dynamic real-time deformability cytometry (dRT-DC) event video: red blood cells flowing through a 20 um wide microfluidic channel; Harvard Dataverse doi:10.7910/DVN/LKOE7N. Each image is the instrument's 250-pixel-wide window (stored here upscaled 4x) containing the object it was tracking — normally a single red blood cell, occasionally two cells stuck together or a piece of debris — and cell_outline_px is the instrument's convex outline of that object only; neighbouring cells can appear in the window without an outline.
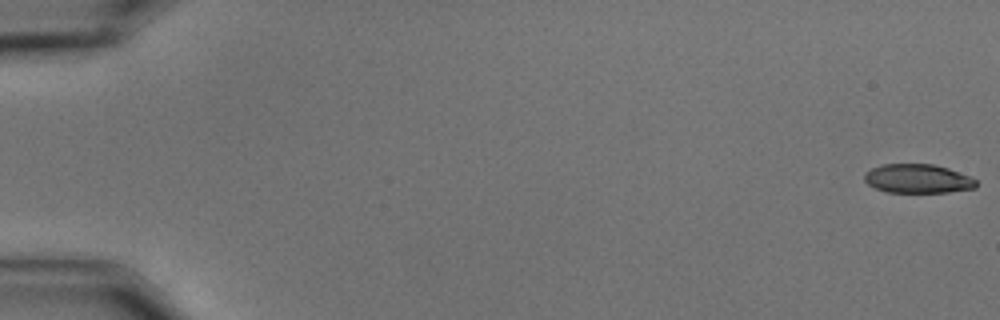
{"species": "common noctule bat (a hibernating species)", "species_latin": "Nyctalus noctula", "temperature_condition": "cold", "stored_images_in_passage": 58, "camera_frame_rate_fps": 3000, "um_per_image_px": 0.085, "animal": {"sex": "male", "body_mass_g": 15.6}, "frame": {"image": 1, "passage_image": 1, "time_ms": 0.0, "image_size_px": [1000, 320], "cell_outline_px": [[976, 188], [948, 192], [888, 192], [876, 188], [868, 184], [864, 180], [864, 172], [872, 168], [884, 164], [932, 164], [948, 168], [968, 176], [976, 180]], "centroid_in_image_um": [77.99, 15.18], "position_along_channel_um": 7.0, "area_um2": 18.73}}
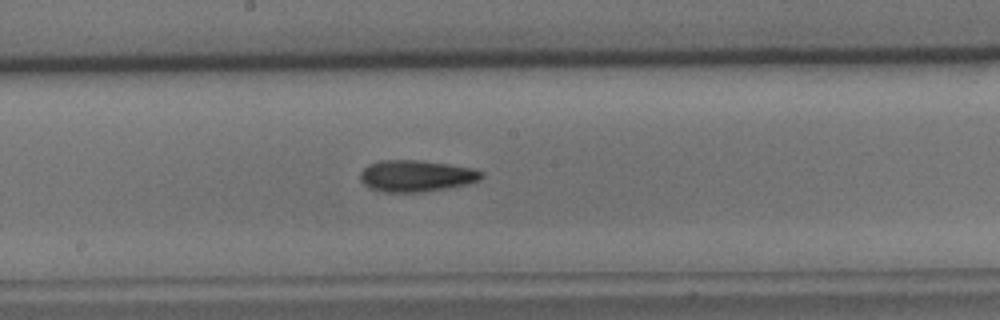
{"frame": {"image": 2, "passage_image": 32, "time_ms": 10.333, "image_size_px": [1000, 320], "cell_outline_px": [[484, 176], [480, 180], [468, 184], [448, 188], [424, 192], [380, 192], [368, 188], [360, 180], [360, 172], [368, 164], [380, 160], [420, 160], [448, 164], [472, 168], [484, 172]], "centroid_in_image_um": [35.37, 14.96], "position_along_channel_um": 212.8, "area_um2": 22.6}}
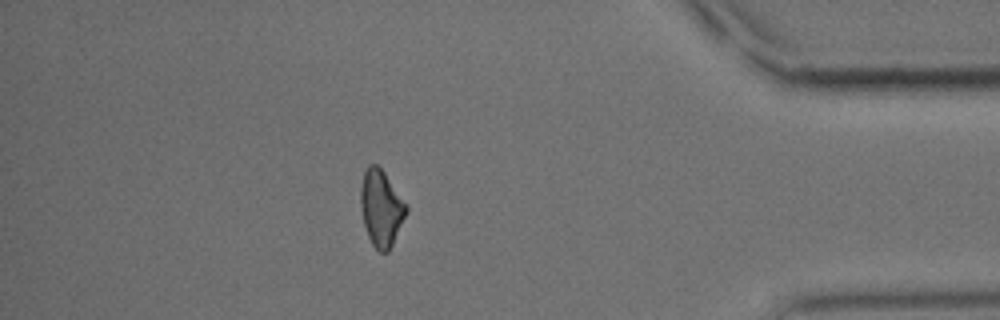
{"frame": {"image": 3, "passage_image": 51, "time_ms": 16.667, "image_size_px": [1000, 320], "cell_outline_px": [[408, 212], [388, 252], [380, 252], [372, 244], [368, 236], [364, 224], [360, 208], [360, 188], [364, 172], [368, 164], [376, 164], [384, 172], [408, 204]], "centroid_in_image_um": [32.41, 17.67], "position_along_channel_um": 402.8, "area_um2": 20.4}, "authors_computed_cell_mechanics": {"area_um2": 20.6346, "velocity_mm_per_s": 3.5504, "shape_relaxation_time_tau1_ms": 7.1681, "shape_relaxation_time_tau2_ms": null, "deformation_change_tau1": 0.1851, "deformation_change_tau2": null}}